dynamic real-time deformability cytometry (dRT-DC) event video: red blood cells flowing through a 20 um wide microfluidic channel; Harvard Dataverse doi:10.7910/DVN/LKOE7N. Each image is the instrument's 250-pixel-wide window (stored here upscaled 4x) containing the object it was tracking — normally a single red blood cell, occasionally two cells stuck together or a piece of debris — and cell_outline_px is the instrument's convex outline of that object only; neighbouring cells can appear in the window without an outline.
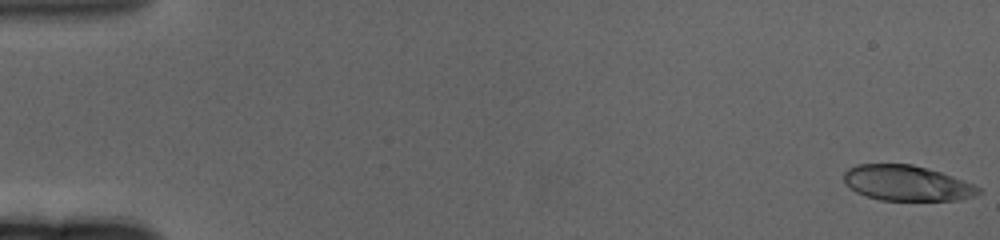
{"species": "human", "species_latin": "Homo sapiens", "temperature_condition": "cold", "stored_images_in_passage": 62, "camera_frame_rate_fps": 3000, "um_per_image_px": 0.085, "donor": {"sex": "female"}, "frame": {"image": 1, "passage_image": 1, "time_ms": 0.0, "image_size_px": [1000, 240], "cell_outline_px": [[980, 192], [972, 196], [960, 200], [880, 200], [856, 192], [844, 180], [844, 172], [848, 168], [860, 164], [912, 164], [940, 172], [972, 184], [980, 188]], "centroid_in_image_um": [77.06, 15.56], "position_along_channel_um": 7.9, "area_um2": 27.28}}
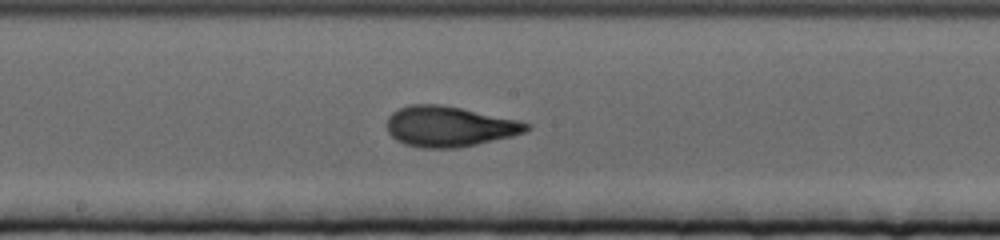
{"frame": {"image": 2, "passage_image": 34, "time_ms": 11.0, "image_size_px": [1000, 240], "cell_outline_px": [[532, 128], [524, 132], [512, 136], [476, 144], [456, 148], [424, 148], [404, 144], [396, 140], [388, 132], [388, 116], [392, 112], [408, 104], [440, 104], [460, 108], [516, 120], [532, 124]], "centroid_in_image_um": [38.17, 10.75], "position_along_channel_um": 210.0, "area_um2": 32.66}}
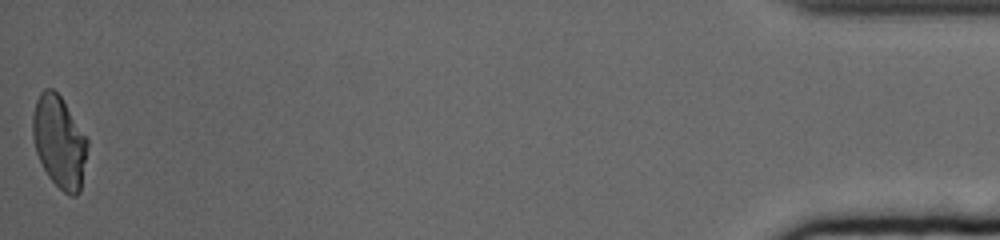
{"frame": {"image": 3, "passage_image": 62, "time_ms": 20.333, "image_size_px": [1000, 240], "cell_outline_px": [[88, 144], [80, 192], [76, 196], [68, 196], [48, 176], [36, 152], [32, 136], [32, 116], [36, 100], [40, 92], [44, 88], [52, 88], [60, 96], [88, 140]], "centroid_in_image_um": [5.02, 12.06], "position_along_channel_um": 430.2, "area_um2": 29.13}, "authors_computed_cell_mechanics": {"area_um2": 30.8074, "velocity_mm_per_s": 3.301, "shape_relaxation_time_tau1_ms": 5.4137, "shape_relaxation_time_tau2_ms": 1.284, "deformation_change_tau1": 0.1966, "deformation_change_tau2": 0.0856}}